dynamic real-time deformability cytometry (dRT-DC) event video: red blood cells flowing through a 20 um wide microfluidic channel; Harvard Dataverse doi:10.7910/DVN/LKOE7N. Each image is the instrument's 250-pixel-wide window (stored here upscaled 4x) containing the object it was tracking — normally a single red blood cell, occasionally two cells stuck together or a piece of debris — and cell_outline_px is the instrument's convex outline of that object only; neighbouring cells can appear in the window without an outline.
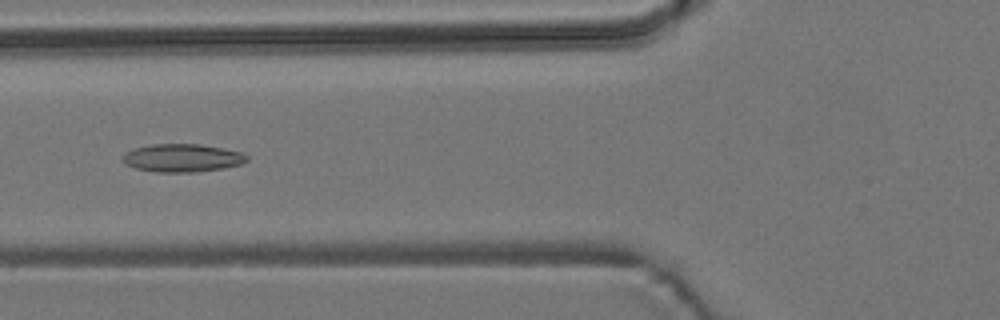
{"species": "common noctule bat (a hibernating species)", "species_latin": "Nyctalus noctula", "temperature_condition": "room temperature", "stored_images_in_passage": 37, "camera_frame_rate_fps": 3000, "um_per_image_px": 0.085, "animal": {"sex": "male", "body_mass_g": 19.2, "forearm_length_mm": 51.8}, "frame": {"image": 1, "passage_image": 10, "time_ms": 3.0, "image_size_px": [1000, 320], "cell_outline_px": [[248, 160], [240, 164], [224, 168], [196, 172], [156, 172], [136, 168], [124, 164], [120, 160], [120, 156], [124, 152], [136, 148], [152, 144], [200, 144], [224, 148], [244, 152], [248, 156]], "centroid_in_image_um": [15.48, 13.42], "position_along_channel_um": 110.3, "area_um2": 20.58}}
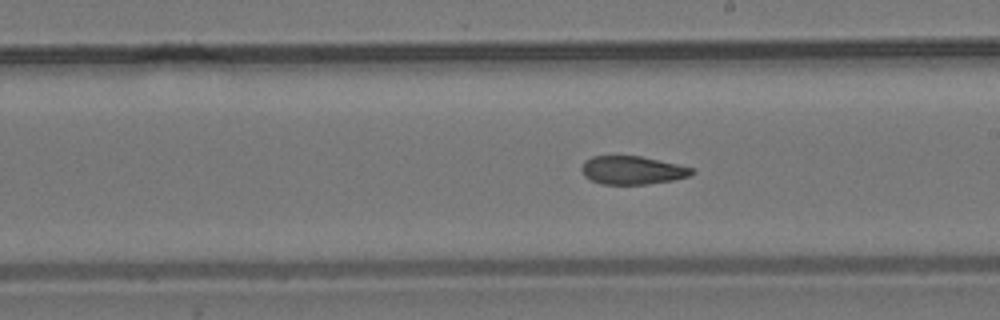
{"frame": {"image": 2, "passage_image": 20, "time_ms": 6.333, "image_size_px": [1000, 320], "cell_outline_px": [[696, 172], [688, 176], [672, 180], [648, 184], [600, 184], [584, 176], [580, 168], [584, 160], [592, 156], [640, 156], [676, 164], [692, 168]], "centroid_in_image_um": [53.7, 14.47], "position_along_channel_um": 235.3, "area_um2": 18.09}}
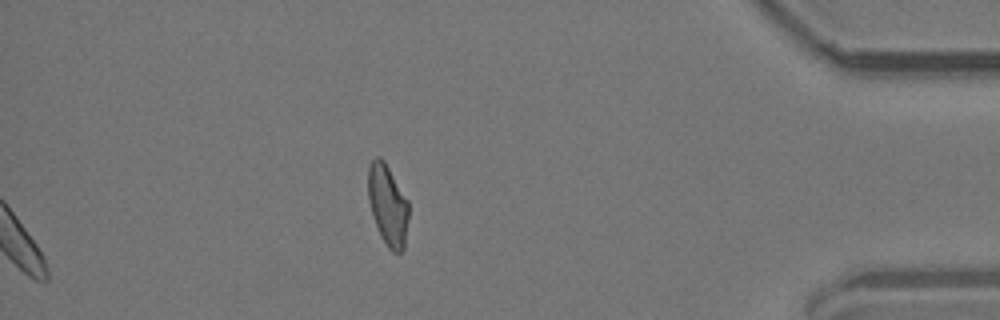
{"frame": {"image": 3, "passage_image": 37, "time_ms": 12.0, "image_size_px": [1000, 320], "cell_outline_px": [[408, 220], [404, 248], [400, 252], [392, 252], [388, 248], [380, 236], [368, 200], [368, 168], [372, 160], [376, 156], [380, 156], [384, 160], [408, 200]], "centroid_in_image_um": [32.96, 17.42], "position_along_channel_um": 402.2, "area_um2": 19.07}, "authors_computed_cell_mechanics": {"area_um2": 19.074, "velocity_mm_per_s": 3.742, "shape_relaxation_time_tau1_ms": null, "shape_relaxation_time_tau2_ms": 2.4735, "deformation_change_tau1": null, "deformation_change_tau2": 0.0895}}